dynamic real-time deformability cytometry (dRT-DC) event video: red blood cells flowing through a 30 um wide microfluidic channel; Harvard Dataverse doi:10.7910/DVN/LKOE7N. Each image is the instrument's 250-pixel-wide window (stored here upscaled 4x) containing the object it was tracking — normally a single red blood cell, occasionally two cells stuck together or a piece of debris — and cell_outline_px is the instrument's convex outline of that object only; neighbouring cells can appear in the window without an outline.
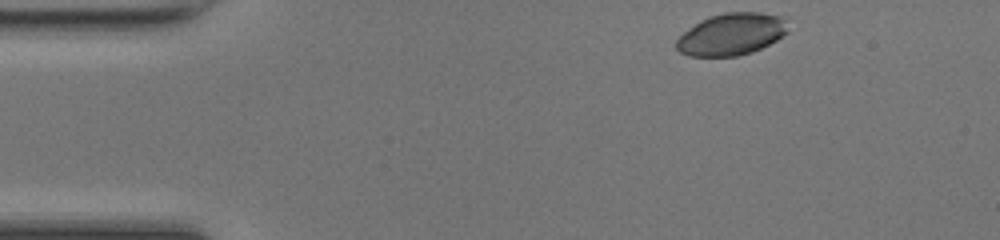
{"species": "common noctule bat (a hibernating species)", "species_latin": "Nyctalus noctula", "temperature_condition": "room temperature", "stored_images_in_passage": 43, "camera_frame_rate_fps": 3000, "um_per_image_px": 0.085, "animal": {"sex": "female", "body_mass_g": 17.0, "forearm_length_mm": 48.0}, "frame": {"image": 1, "passage_image": 1, "time_ms": 0.0, "image_size_px": [1000, 240], "cell_outline_px": [[788, 32], [784, 36], [752, 52], [736, 56], [688, 56], [680, 52], [676, 48], [676, 40], [688, 28], [700, 20], [708, 16], [724, 12], [760, 12], [780, 16], [784, 20]], "centroid_in_image_um": [62.14, 2.9], "position_along_channel_um": 22.9, "area_um2": 27.28}}
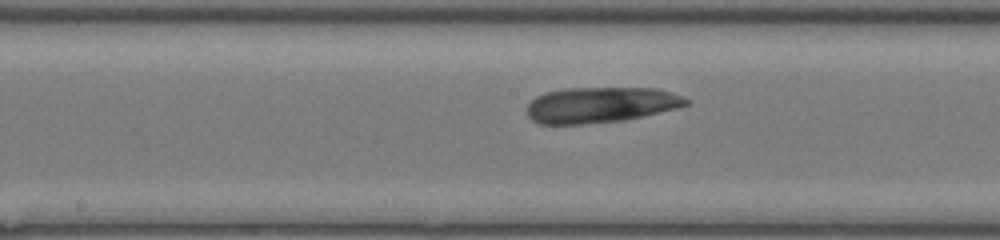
{"frame": {"image": 2, "passage_image": 19, "time_ms": 6.0, "image_size_px": [1000, 240], "cell_outline_px": [[692, 100], [688, 104], [676, 108], [624, 120], [584, 124], [540, 124], [532, 120], [528, 116], [528, 104], [536, 96], [544, 92], [564, 88], [656, 88], [672, 92], [684, 96]], "centroid_in_image_um": [51.06, 8.9], "position_along_channel_um": 197.1, "area_um2": 33.18}}
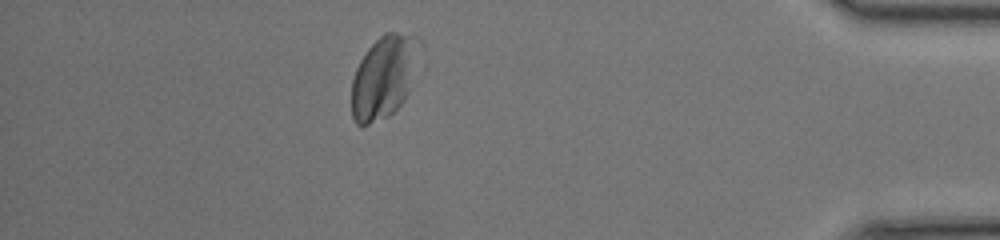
{"frame": {"image": 3, "passage_image": 37, "time_ms": 12.0, "image_size_px": [1000, 240], "cell_outline_px": [[424, 48], [408, 92], [404, 100], [388, 116], [368, 124], [356, 124], [352, 116], [352, 80], [356, 68], [360, 60], [368, 48], [384, 32], [396, 32], [420, 36], [424, 44]], "centroid_in_image_um": [32.7, 6.45], "position_along_channel_um": 402.5, "area_um2": 33.35}}